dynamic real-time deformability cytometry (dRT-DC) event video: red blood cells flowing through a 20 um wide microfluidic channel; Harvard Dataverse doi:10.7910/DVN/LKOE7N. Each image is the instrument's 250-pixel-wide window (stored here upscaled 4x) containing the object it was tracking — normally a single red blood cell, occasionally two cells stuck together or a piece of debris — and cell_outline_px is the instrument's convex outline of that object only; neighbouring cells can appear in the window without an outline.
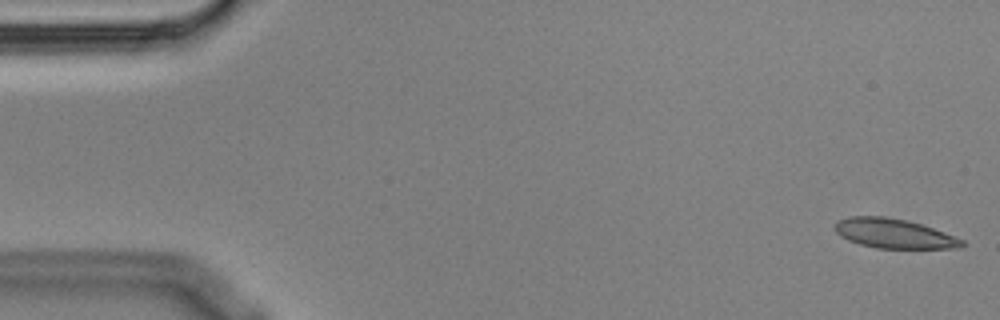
{"species": "Egyptian fruit bat (a non-hibernating species)", "species_latin": "Rousettus aegyptiacus", "temperature_condition": "cold", "stored_images_in_passage": 4, "camera_frame_rate_fps": 3000, "um_per_image_px": 0.085, "animal": {"sex": "male"}, "frame": {"image": 1, "passage_image": 1, "time_ms": 0.0, "image_size_px": [1000, 320], "cell_outline_px": [[964, 244], [960, 248], [876, 248], [860, 244], [848, 240], [840, 236], [832, 228], [840, 220], [848, 216], [884, 216], [904, 220], [920, 224], [944, 232], [964, 240]], "centroid_in_image_um": [75.95, 19.85], "position_along_channel_um": 9.0, "area_um2": 21.68}}
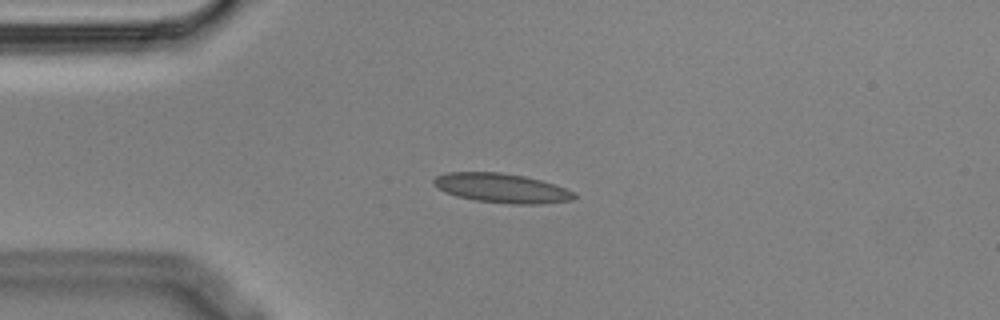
{"frame": {"image": 2, "passage_image": 4, "time_ms": 1.0, "image_size_px": [1000, 320], "cell_outline_px": [[576, 196], [572, 200], [540, 204], [512, 204], [476, 200], [456, 196], [444, 192], [432, 184], [432, 180], [436, 176], [444, 172], [500, 172], [524, 176], [540, 180], [576, 192]], "centroid_in_image_um": [42.6, 15.98], "position_along_channel_um": 42.4, "area_um2": 24.04}}